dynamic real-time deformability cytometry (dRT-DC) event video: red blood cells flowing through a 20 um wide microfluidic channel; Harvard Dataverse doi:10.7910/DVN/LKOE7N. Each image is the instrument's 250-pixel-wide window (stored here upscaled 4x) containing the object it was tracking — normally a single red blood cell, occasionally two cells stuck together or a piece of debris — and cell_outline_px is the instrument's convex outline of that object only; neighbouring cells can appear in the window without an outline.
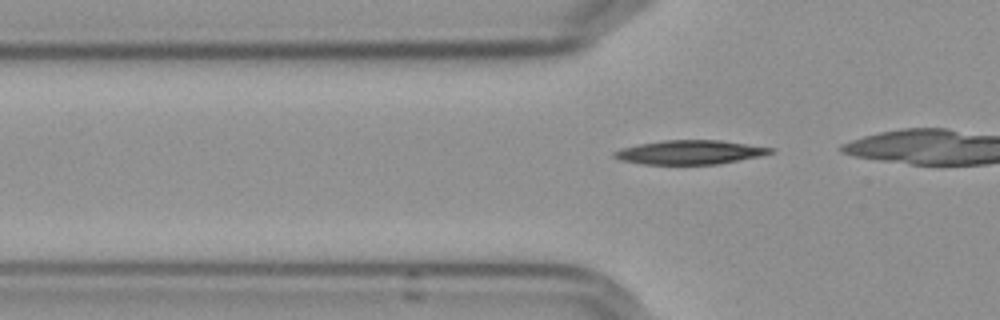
{"species": "Egyptian fruit bat (a non-hibernating species)", "species_latin": "Rousettus aegyptiacus", "temperature_condition": "cold", "stored_images_in_passage": 7, "camera_frame_rate_fps": 3000, "um_per_image_px": 0.085, "frame": {"image": 1, "passage_image": 2, "time_ms": 0.333, "image_size_px": [1000, 320], "cell_outline_px": [[772, 152], [760, 156], [720, 164], [644, 164], [620, 160], [612, 156], [612, 152], [620, 148], [640, 144], [664, 140], [720, 140], [772, 148]], "centroid_in_image_um": [58.59, 12.94], "position_along_channel_um": 67.2, "area_um2": 21.73}}
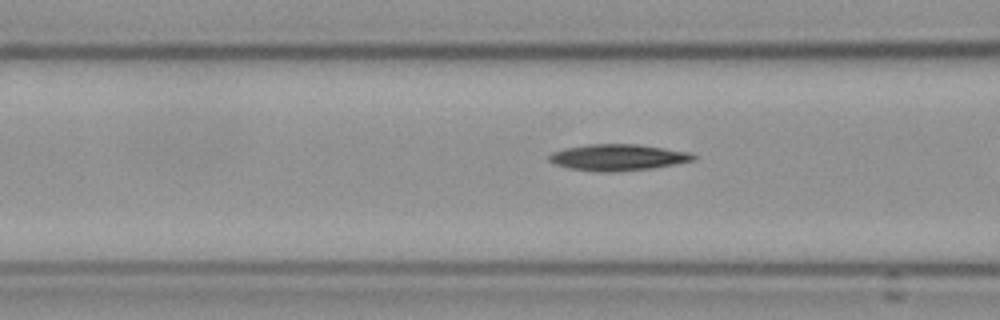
{"frame": {"image": 2, "passage_image": 6, "time_ms": 1.667, "image_size_px": [1000, 320], "cell_outline_px": [[696, 156], [692, 160], [676, 164], [652, 168], [616, 172], [596, 172], [568, 168], [556, 164], [548, 160], [548, 156], [552, 152], [564, 148], [588, 144], [640, 144], [692, 152]], "centroid_in_image_um": [52.51, 13.37], "position_along_channel_um": 114.1, "area_um2": 22.37}}